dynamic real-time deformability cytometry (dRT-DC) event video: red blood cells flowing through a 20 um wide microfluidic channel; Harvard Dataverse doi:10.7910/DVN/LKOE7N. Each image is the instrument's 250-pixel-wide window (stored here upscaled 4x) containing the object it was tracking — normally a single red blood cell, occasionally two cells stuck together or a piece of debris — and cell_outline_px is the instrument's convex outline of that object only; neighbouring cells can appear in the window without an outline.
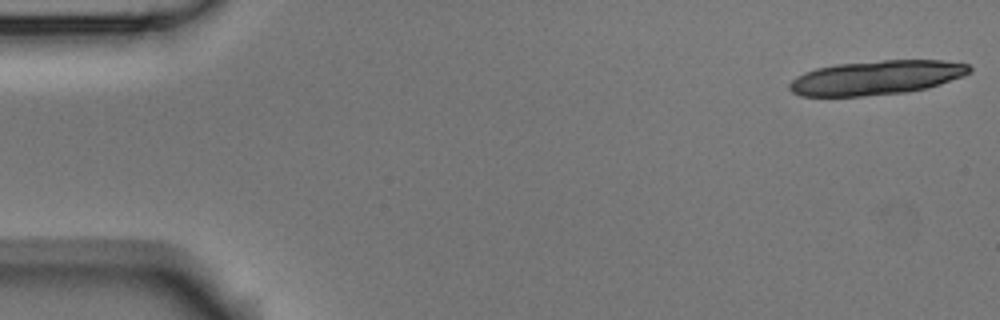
{"species": "Egyptian fruit bat (a non-hibernating species)", "species_latin": "Rousettus aegyptiacus", "temperature_condition": "room temperature", "stored_images_in_passage": 6, "camera_frame_rate_fps": 3000, "um_per_image_px": 0.085, "animal": {"sex": "male"}, "frame": {"image": 1, "passage_image": 1, "time_ms": 0.0, "image_size_px": [1000, 320], "cell_outline_px": [[972, 72], [964, 76], [928, 88], [908, 92], [860, 96], [800, 96], [792, 92], [788, 88], [788, 84], [796, 76], [804, 72], [816, 68], [836, 64], [880, 60], [944, 60], [968, 64], [972, 68]], "centroid_in_image_um": [74.5, 6.59], "position_along_channel_um": 10.5, "area_um2": 36.24}}